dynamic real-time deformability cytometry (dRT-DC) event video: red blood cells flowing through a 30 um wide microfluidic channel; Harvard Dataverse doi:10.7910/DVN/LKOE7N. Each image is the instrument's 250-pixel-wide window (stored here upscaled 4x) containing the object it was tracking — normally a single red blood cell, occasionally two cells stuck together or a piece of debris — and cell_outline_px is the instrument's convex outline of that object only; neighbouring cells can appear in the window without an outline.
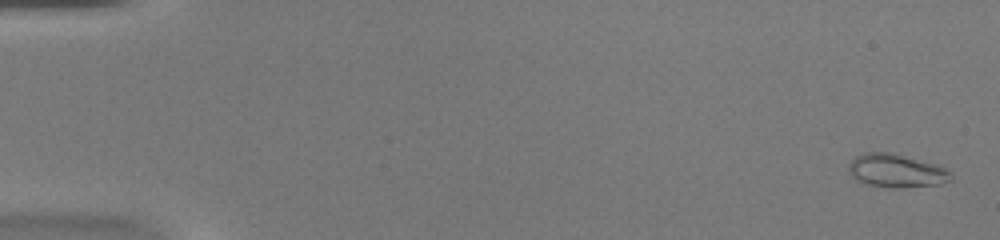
{"species": "common noctule bat (a hibernating species)", "species_latin": "Nyctalus noctula", "temperature_condition": "warm", "stored_images_in_passage": 53, "camera_frame_rate_fps": 3000, "um_per_image_px": 0.085, "animal": {"sex": "female", "body_mass_g": 20.0, "forearm_length_mm": 54.0}, "frame": {"image": 1, "passage_image": 2, "time_ms": 0.333, "image_size_px": [1000, 240], "cell_outline_px": [[952, 180], [940, 184], [900, 188], [892, 188], [868, 184], [856, 180], [852, 176], [848, 168], [848, 164], [856, 156], [864, 152], [892, 152], [932, 164], [944, 168], [952, 172]], "centroid_in_image_um": [76.17, 14.52], "position_along_channel_um": 8.8, "area_um2": 19.77}}
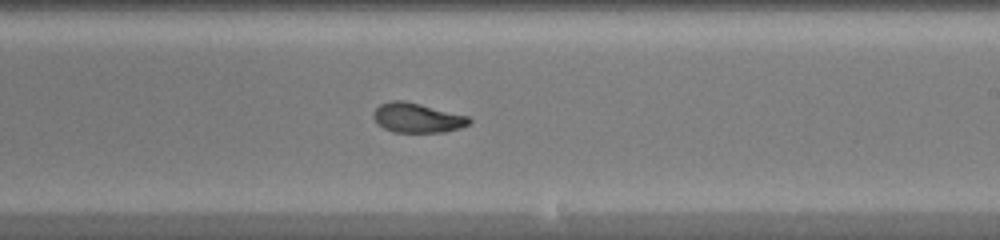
{"frame": {"image": 2, "passage_image": 33, "time_ms": 10.667, "image_size_px": [1000, 240], "cell_outline_px": [[472, 120], [468, 124], [460, 128], [444, 132], [392, 132], [384, 128], [372, 116], [372, 112], [380, 104], [392, 100], [404, 100], [468, 116]], "centroid_in_image_um": [35.45, 10.01], "position_along_channel_um": 253.5, "area_um2": 16.42}}
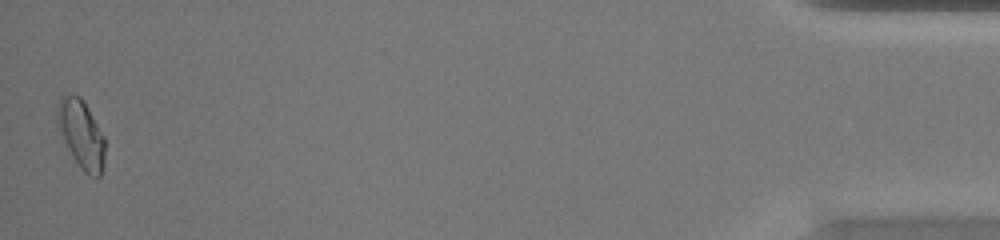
{"frame": {"image": 3, "passage_image": 53, "time_ms": 17.333, "image_size_px": [1000, 240], "cell_outline_px": [[104, 160], [100, 176], [88, 176], [80, 168], [72, 156], [56, 128], [56, 108], [60, 96], [72, 92], [80, 96], [88, 108], [104, 136]], "centroid_in_image_um": [6.85, 11.36], "position_along_channel_um": 428.3, "area_um2": 19.31}, "authors_computed_cell_mechanics": {"area_um2": 17.629, "velocity_mm_per_s": 3.949, "shape_relaxation_time_tau1_ms": null, "shape_relaxation_time_tau2_ms": 1.8112, "deformation_change_tau1": null, "deformation_change_tau2": 0.059}}